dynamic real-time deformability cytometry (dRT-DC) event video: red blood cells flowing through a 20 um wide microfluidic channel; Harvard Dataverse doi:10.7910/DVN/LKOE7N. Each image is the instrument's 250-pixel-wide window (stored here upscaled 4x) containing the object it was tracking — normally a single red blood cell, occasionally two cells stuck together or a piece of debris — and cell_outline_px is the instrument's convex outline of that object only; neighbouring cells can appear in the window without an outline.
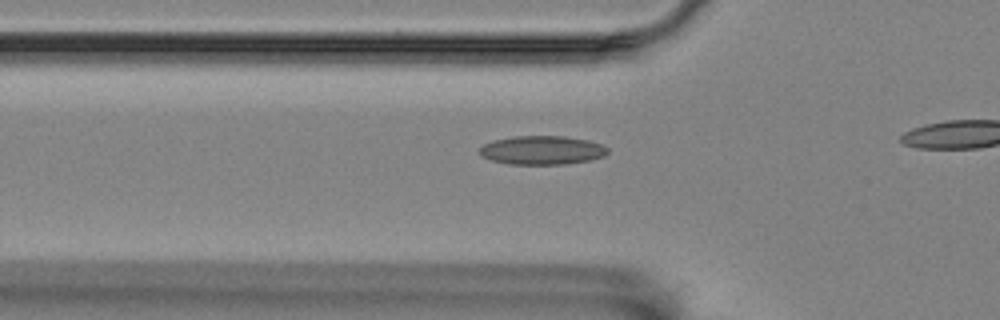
{"species": "Egyptian fruit bat (a non-hibernating species)", "species_latin": "Rousettus aegyptiacus", "temperature_condition": "room temperature", "stored_images_in_passage": 6, "camera_frame_rate_fps": 3000, "um_per_image_px": 0.085, "animal": {"sex": "female"}, "frame": {"image": 1, "passage_image": 4, "time_ms": 1.0, "image_size_px": [1000, 320], "cell_outline_px": [[608, 152], [604, 156], [592, 160], [564, 164], [508, 164], [492, 160], [480, 156], [480, 148], [484, 144], [496, 140], [516, 136], [564, 136], [588, 140], [600, 144], [608, 148]], "centroid_in_image_um": [46.1, 12.77], "position_along_channel_um": 79.7, "area_um2": 21.39}}